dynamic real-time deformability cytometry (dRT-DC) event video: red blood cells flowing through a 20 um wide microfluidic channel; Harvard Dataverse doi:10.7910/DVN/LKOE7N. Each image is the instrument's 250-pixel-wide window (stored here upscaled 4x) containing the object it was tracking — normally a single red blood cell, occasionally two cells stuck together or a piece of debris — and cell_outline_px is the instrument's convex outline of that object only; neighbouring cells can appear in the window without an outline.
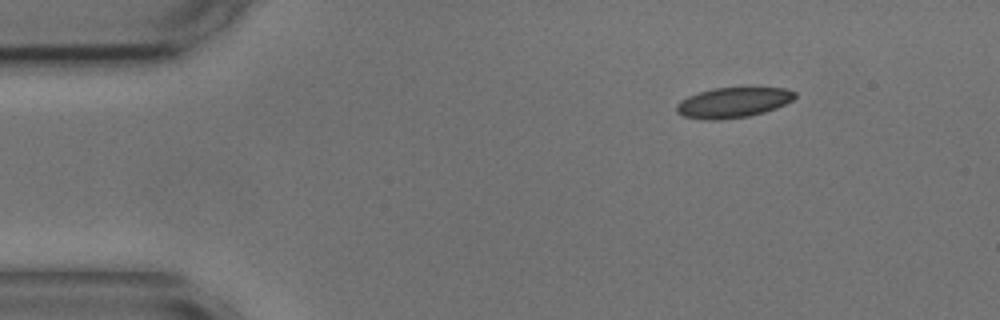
{"species": "common noctule bat (a hibernating species)", "species_latin": "Nyctalus noctula", "temperature_condition": "cold", "stored_images_in_passage": 7, "camera_frame_rate_fps": 3000, "um_per_image_px": 0.085, "animal": {"sex": "male", "body_mass_g": 17.9, "forearm_length_mm": 54.2}, "frame": {"image": 1, "passage_image": 1, "time_ms": 0.0, "image_size_px": [1000, 320], "cell_outline_px": [[796, 96], [792, 100], [776, 108], [764, 112], [748, 116], [720, 120], [708, 120], [684, 116], [676, 112], [676, 104], [680, 100], [688, 96], [712, 88], [784, 88], [796, 92]], "centroid_in_image_um": [62.29, 8.72], "position_along_channel_um": 22.7, "area_um2": 20.75}}